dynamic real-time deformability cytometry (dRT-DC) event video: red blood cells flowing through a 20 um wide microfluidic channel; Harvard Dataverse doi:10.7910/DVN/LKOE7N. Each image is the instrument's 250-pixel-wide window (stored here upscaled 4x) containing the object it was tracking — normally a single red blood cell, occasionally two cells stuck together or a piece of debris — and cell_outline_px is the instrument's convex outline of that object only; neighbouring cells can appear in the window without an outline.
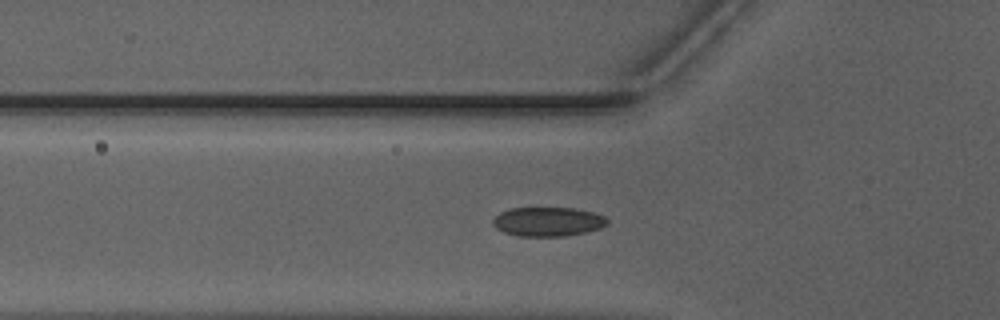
{"species": "Egyptian fruit bat (a non-hibernating species)", "species_latin": "Rousettus aegyptiacus", "temperature_condition": "warm", "stored_images_in_passage": 41, "camera_frame_rate_fps": 3000, "um_per_image_px": 0.085, "animal": {"sex": "male"}, "frame": {"image": 1, "passage_image": 14, "time_ms": 4.333, "image_size_px": [1000, 320], "cell_outline_px": [[608, 224], [600, 228], [584, 232], [564, 236], [520, 236], [504, 232], [496, 228], [492, 224], [492, 220], [500, 212], [508, 208], [576, 208], [592, 212], [604, 216], [608, 220]], "centroid_in_image_um": [46.55, 18.83], "position_along_channel_um": 79.2, "area_um2": 19.42}}
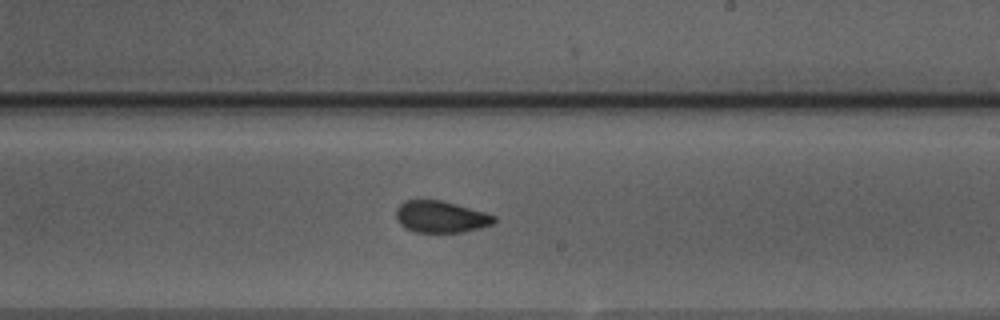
{"frame": {"image": 2, "passage_image": 27, "time_ms": 8.667, "image_size_px": [1000, 320], "cell_outline_px": [[496, 220], [492, 224], [464, 232], [416, 232], [404, 228], [396, 220], [396, 208], [404, 200], [440, 200], [484, 212], [496, 216]], "centroid_in_image_um": [37.43, 18.43], "position_along_channel_um": 251.6, "area_um2": 18.03}}
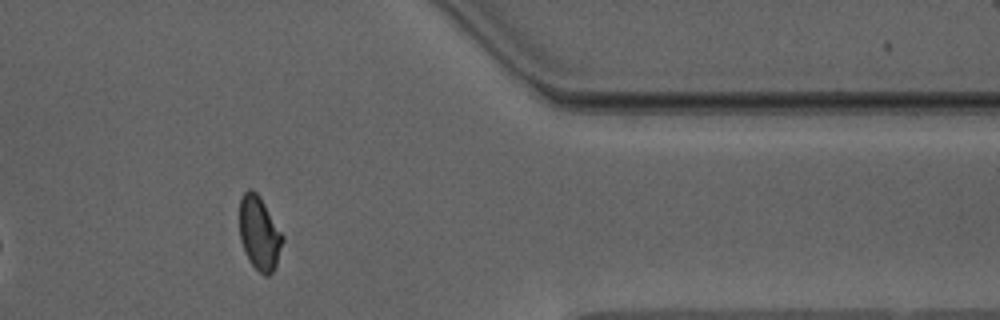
{"frame": {"image": 3, "passage_image": 39, "time_ms": 12.667, "image_size_px": [1000, 320], "cell_outline_px": [[284, 240], [276, 264], [272, 272], [268, 276], [264, 276], [248, 260], [244, 252], [240, 240], [240, 200], [244, 192], [248, 188], [252, 188], [260, 196], [284, 236]], "centroid_in_image_um": [22.04, 19.81], "position_along_channel_um": 389.4, "area_um2": 18.55}, "authors_computed_cell_mechanics": {"area_um2": 18.785, "velocity_mm_per_s": 3.9696, "shape_relaxation_time_tau1_ms": 5.5845, "shape_relaxation_time_tau2_ms": 1.215, "deformation_change_tau1": 0.1354, "deformation_change_tau2": 0.0512}}